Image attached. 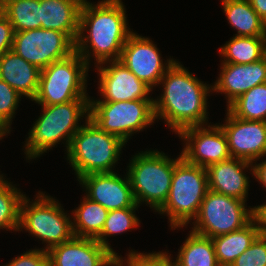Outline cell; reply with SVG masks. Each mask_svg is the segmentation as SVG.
Listing matches in <instances>:
<instances>
[{
    "mask_svg": "<svg viewBox=\"0 0 266 266\" xmlns=\"http://www.w3.org/2000/svg\"><path fill=\"white\" fill-rule=\"evenodd\" d=\"M80 203L71 213L74 235L96 239L104 228L108 210L86 196Z\"/></svg>",
    "mask_w": 266,
    "mask_h": 266,
    "instance_id": "obj_26",
    "label": "cell"
},
{
    "mask_svg": "<svg viewBox=\"0 0 266 266\" xmlns=\"http://www.w3.org/2000/svg\"><path fill=\"white\" fill-rule=\"evenodd\" d=\"M47 252L49 266H105L115 257L96 239L76 236Z\"/></svg>",
    "mask_w": 266,
    "mask_h": 266,
    "instance_id": "obj_18",
    "label": "cell"
},
{
    "mask_svg": "<svg viewBox=\"0 0 266 266\" xmlns=\"http://www.w3.org/2000/svg\"><path fill=\"white\" fill-rule=\"evenodd\" d=\"M226 111L225 122L217 124L225 133L230 156L252 163L260 161L266 156V121L240 119Z\"/></svg>",
    "mask_w": 266,
    "mask_h": 266,
    "instance_id": "obj_15",
    "label": "cell"
},
{
    "mask_svg": "<svg viewBox=\"0 0 266 266\" xmlns=\"http://www.w3.org/2000/svg\"><path fill=\"white\" fill-rule=\"evenodd\" d=\"M41 70L12 50L0 56V79L7 82L22 97L35 98Z\"/></svg>",
    "mask_w": 266,
    "mask_h": 266,
    "instance_id": "obj_20",
    "label": "cell"
},
{
    "mask_svg": "<svg viewBox=\"0 0 266 266\" xmlns=\"http://www.w3.org/2000/svg\"><path fill=\"white\" fill-rule=\"evenodd\" d=\"M4 136H8V133L5 132V131L0 127V140H2V138H4Z\"/></svg>",
    "mask_w": 266,
    "mask_h": 266,
    "instance_id": "obj_40",
    "label": "cell"
},
{
    "mask_svg": "<svg viewBox=\"0 0 266 266\" xmlns=\"http://www.w3.org/2000/svg\"><path fill=\"white\" fill-rule=\"evenodd\" d=\"M3 175H4V174H0V180L4 177Z\"/></svg>",
    "mask_w": 266,
    "mask_h": 266,
    "instance_id": "obj_42",
    "label": "cell"
},
{
    "mask_svg": "<svg viewBox=\"0 0 266 266\" xmlns=\"http://www.w3.org/2000/svg\"><path fill=\"white\" fill-rule=\"evenodd\" d=\"M5 179L0 180V229L18 232L20 204L25 194Z\"/></svg>",
    "mask_w": 266,
    "mask_h": 266,
    "instance_id": "obj_30",
    "label": "cell"
},
{
    "mask_svg": "<svg viewBox=\"0 0 266 266\" xmlns=\"http://www.w3.org/2000/svg\"><path fill=\"white\" fill-rule=\"evenodd\" d=\"M208 190L191 231L209 238L231 233L248 225L257 215L259 206Z\"/></svg>",
    "mask_w": 266,
    "mask_h": 266,
    "instance_id": "obj_9",
    "label": "cell"
},
{
    "mask_svg": "<svg viewBox=\"0 0 266 266\" xmlns=\"http://www.w3.org/2000/svg\"><path fill=\"white\" fill-rule=\"evenodd\" d=\"M0 10L14 32L41 28L40 0H7Z\"/></svg>",
    "mask_w": 266,
    "mask_h": 266,
    "instance_id": "obj_27",
    "label": "cell"
},
{
    "mask_svg": "<svg viewBox=\"0 0 266 266\" xmlns=\"http://www.w3.org/2000/svg\"><path fill=\"white\" fill-rule=\"evenodd\" d=\"M168 252L165 250V252L141 253L131 250L126 254L127 257L123 258L122 255L119 257L124 259V266H173L172 256Z\"/></svg>",
    "mask_w": 266,
    "mask_h": 266,
    "instance_id": "obj_33",
    "label": "cell"
},
{
    "mask_svg": "<svg viewBox=\"0 0 266 266\" xmlns=\"http://www.w3.org/2000/svg\"><path fill=\"white\" fill-rule=\"evenodd\" d=\"M218 50L221 63H255L266 56V37L233 36Z\"/></svg>",
    "mask_w": 266,
    "mask_h": 266,
    "instance_id": "obj_25",
    "label": "cell"
},
{
    "mask_svg": "<svg viewBox=\"0 0 266 266\" xmlns=\"http://www.w3.org/2000/svg\"><path fill=\"white\" fill-rule=\"evenodd\" d=\"M258 215L261 217L263 222V231L266 233V203L258 205Z\"/></svg>",
    "mask_w": 266,
    "mask_h": 266,
    "instance_id": "obj_38",
    "label": "cell"
},
{
    "mask_svg": "<svg viewBox=\"0 0 266 266\" xmlns=\"http://www.w3.org/2000/svg\"><path fill=\"white\" fill-rule=\"evenodd\" d=\"M89 104L90 100H72L63 104L41 105L42 113L29 129L23 146L26 160L30 162L39 158L60 142L67 152L72 137L83 126L82 119L89 118Z\"/></svg>",
    "mask_w": 266,
    "mask_h": 266,
    "instance_id": "obj_3",
    "label": "cell"
},
{
    "mask_svg": "<svg viewBox=\"0 0 266 266\" xmlns=\"http://www.w3.org/2000/svg\"><path fill=\"white\" fill-rule=\"evenodd\" d=\"M229 25L237 30L235 36L266 37V23L248 0H220Z\"/></svg>",
    "mask_w": 266,
    "mask_h": 266,
    "instance_id": "obj_23",
    "label": "cell"
},
{
    "mask_svg": "<svg viewBox=\"0 0 266 266\" xmlns=\"http://www.w3.org/2000/svg\"><path fill=\"white\" fill-rule=\"evenodd\" d=\"M207 191L206 169L182 158L174 166L169 196L157 212L167 215L170 230L187 228L197 217Z\"/></svg>",
    "mask_w": 266,
    "mask_h": 266,
    "instance_id": "obj_6",
    "label": "cell"
},
{
    "mask_svg": "<svg viewBox=\"0 0 266 266\" xmlns=\"http://www.w3.org/2000/svg\"><path fill=\"white\" fill-rule=\"evenodd\" d=\"M89 119L101 130L127 143L134 133L154 125V102L153 99L90 102Z\"/></svg>",
    "mask_w": 266,
    "mask_h": 266,
    "instance_id": "obj_10",
    "label": "cell"
},
{
    "mask_svg": "<svg viewBox=\"0 0 266 266\" xmlns=\"http://www.w3.org/2000/svg\"><path fill=\"white\" fill-rule=\"evenodd\" d=\"M220 65V74L212 90L224 94L227 107L251 88L266 83V56L255 63Z\"/></svg>",
    "mask_w": 266,
    "mask_h": 266,
    "instance_id": "obj_17",
    "label": "cell"
},
{
    "mask_svg": "<svg viewBox=\"0 0 266 266\" xmlns=\"http://www.w3.org/2000/svg\"><path fill=\"white\" fill-rule=\"evenodd\" d=\"M106 65V66H105ZM98 74L100 98L90 102H118L136 99H154L153 90L139 80L120 60H113L95 66Z\"/></svg>",
    "mask_w": 266,
    "mask_h": 266,
    "instance_id": "obj_14",
    "label": "cell"
},
{
    "mask_svg": "<svg viewBox=\"0 0 266 266\" xmlns=\"http://www.w3.org/2000/svg\"><path fill=\"white\" fill-rule=\"evenodd\" d=\"M126 144L120 137L101 130L88 118L72 137L65 152L66 159L77 180L92 173H112Z\"/></svg>",
    "mask_w": 266,
    "mask_h": 266,
    "instance_id": "obj_4",
    "label": "cell"
},
{
    "mask_svg": "<svg viewBox=\"0 0 266 266\" xmlns=\"http://www.w3.org/2000/svg\"><path fill=\"white\" fill-rule=\"evenodd\" d=\"M262 232L263 222L261 217L257 215L242 229L211 238L218 264L230 266Z\"/></svg>",
    "mask_w": 266,
    "mask_h": 266,
    "instance_id": "obj_22",
    "label": "cell"
},
{
    "mask_svg": "<svg viewBox=\"0 0 266 266\" xmlns=\"http://www.w3.org/2000/svg\"><path fill=\"white\" fill-rule=\"evenodd\" d=\"M14 33L12 24L0 10V56L12 49Z\"/></svg>",
    "mask_w": 266,
    "mask_h": 266,
    "instance_id": "obj_35",
    "label": "cell"
},
{
    "mask_svg": "<svg viewBox=\"0 0 266 266\" xmlns=\"http://www.w3.org/2000/svg\"><path fill=\"white\" fill-rule=\"evenodd\" d=\"M105 266H124L123 259L117 255Z\"/></svg>",
    "mask_w": 266,
    "mask_h": 266,
    "instance_id": "obj_39",
    "label": "cell"
},
{
    "mask_svg": "<svg viewBox=\"0 0 266 266\" xmlns=\"http://www.w3.org/2000/svg\"><path fill=\"white\" fill-rule=\"evenodd\" d=\"M262 161V162H261ZM260 163L253 162V178L266 188V157L262 158ZM258 163V164H257Z\"/></svg>",
    "mask_w": 266,
    "mask_h": 266,
    "instance_id": "obj_36",
    "label": "cell"
},
{
    "mask_svg": "<svg viewBox=\"0 0 266 266\" xmlns=\"http://www.w3.org/2000/svg\"><path fill=\"white\" fill-rule=\"evenodd\" d=\"M90 68L77 52L51 63L41 69L38 91L32 101L39 105H55L90 100L87 93Z\"/></svg>",
    "mask_w": 266,
    "mask_h": 266,
    "instance_id": "obj_8",
    "label": "cell"
},
{
    "mask_svg": "<svg viewBox=\"0 0 266 266\" xmlns=\"http://www.w3.org/2000/svg\"><path fill=\"white\" fill-rule=\"evenodd\" d=\"M22 96L7 82L0 79V127L11 133V125L15 118Z\"/></svg>",
    "mask_w": 266,
    "mask_h": 266,
    "instance_id": "obj_31",
    "label": "cell"
},
{
    "mask_svg": "<svg viewBox=\"0 0 266 266\" xmlns=\"http://www.w3.org/2000/svg\"><path fill=\"white\" fill-rule=\"evenodd\" d=\"M84 0H40L41 28L65 33L74 43Z\"/></svg>",
    "mask_w": 266,
    "mask_h": 266,
    "instance_id": "obj_21",
    "label": "cell"
},
{
    "mask_svg": "<svg viewBox=\"0 0 266 266\" xmlns=\"http://www.w3.org/2000/svg\"><path fill=\"white\" fill-rule=\"evenodd\" d=\"M260 18L266 23V0H248Z\"/></svg>",
    "mask_w": 266,
    "mask_h": 266,
    "instance_id": "obj_37",
    "label": "cell"
},
{
    "mask_svg": "<svg viewBox=\"0 0 266 266\" xmlns=\"http://www.w3.org/2000/svg\"><path fill=\"white\" fill-rule=\"evenodd\" d=\"M127 20L122 0H101L96 4L84 0L80 10L75 52L88 66L92 65V58L95 66L119 60L123 46L133 32L128 27Z\"/></svg>",
    "mask_w": 266,
    "mask_h": 266,
    "instance_id": "obj_1",
    "label": "cell"
},
{
    "mask_svg": "<svg viewBox=\"0 0 266 266\" xmlns=\"http://www.w3.org/2000/svg\"><path fill=\"white\" fill-rule=\"evenodd\" d=\"M226 109L240 119L266 121V83L243 93Z\"/></svg>",
    "mask_w": 266,
    "mask_h": 266,
    "instance_id": "obj_28",
    "label": "cell"
},
{
    "mask_svg": "<svg viewBox=\"0 0 266 266\" xmlns=\"http://www.w3.org/2000/svg\"><path fill=\"white\" fill-rule=\"evenodd\" d=\"M150 38L132 32L123 46L120 61L152 90L157 87L166 71L176 59L163 62L157 45Z\"/></svg>",
    "mask_w": 266,
    "mask_h": 266,
    "instance_id": "obj_12",
    "label": "cell"
},
{
    "mask_svg": "<svg viewBox=\"0 0 266 266\" xmlns=\"http://www.w3.org/2000/svg\"><path fill=\"white\" fill-rule=\"evenodd\" d=\"M3 266H49L48 252L43 247L32 248Z\"/></svg>",
    "mask_w": 266,
    "mask_h": 266,
    "instance_id": "obj_34",
    "label": "cell"
},
{
    "mask_svg": "<svg viewBox=\"0 0 266 266\" xmlns=\"http://www.w3.org/2000/svg\"><path fill=\"white\" fill-rule=\"evenodd\" d=\"M160 85L162 94L153 99L157 121L164 120L175 134L187 127L208 125L207 97L213 93L212 85L198 79L177 60L161 78Z\"/></svg>",
    "mask_w": 266,
    "mask_h": 266,
    "instance_id": "obj_2",
    "label": "cell"
},
{
    "mask_svg": "<svg viewBox=\"0 0 266 266\" xmlns=\"http://www.w3.org/2000/svg\"><path fill=\"white\" fill-rule=\"evenodd\" d=\"M11 50L41 70L69 57L75 43L63 32L38 28L15 32Z\"/></svg>",
    "mask_w": 266,
    "mask_h": 266,
    "instance_id": "obj_11",
    "label": "cell"
},
{
    "mask_svg": "<svg viewBox=\"0 0 266 266\" xmlns=\"http://www.w3.org/2000/svg\"><path fill=\"white\" fill-rule=\"evenodd\" d=\"M7 0H0V6L5 3Z\"/></svg>",
    "mask_w": 266,
    "mask_h": 266,
    "instance_id": "obj_41",
    "label": "cell"
},
{
    "mask_svg": "<svg viewBox=\"0 0 266 266\" xmlns=\"http://www.w3.org/2000/svg\"><path fill=\"white\" fill-rule=\"evenodd\" d=\"M188 237L178 249L173 266H220L212 239L189 231Z\"/></svg>",
    "mask_w": 266,
    "mask_h": 266,
    "instance_id": "obj_24",
    "label": "cell"
},
{
    "mask_svg": "<svg viewBox=\"0 0 266 266\" xmlns=\"http://www.w3.org/2000/svg\"><path fill=\"white\" fill-rule=\"evenodd\" d=\"M25 195L20 204L18 231L29 232V235L42 240L47 245L43 248L48 251L55 245L62 244L75 235L73 232L72 217L65 213L59 200L38 191L34 200L30 201ZM71 218V219H70Z\"/></svg>",
    "mask_w": 266,
    "mask_h": 266,
    "instance_id": "obj_7",
    "label": "cell"
},
{
    "mask_svg": "<svg viewBox=\"0 0 266 266\" xmlns=\"http://www.w3.org/2000/svg\"><path fill=\"white\" fill-rule=\"evenodd\" d=\"M140 207L135 204L133 207L115 209L108 211L107 218L104 223V228L101 234L96 240L104 247L109 249L115 256L118 253L114 251L111 245L108 243L107 237L115 236L117 234H123L127 231H131L140 226V218L136 216V210Z\"/></svg>",
    "mask_w": 266,
    "mask_h": 266,
    "instance_id": "obj_29",
    "label": "cell"
},
{
    "mask_svg": "<svg viewBox=\"0 0 266 266\" xmlns=\"http://www.w3.org/2000/svg\"><path fill=\"white\" fill-rule=\"evenodd\" d=\"M210 124L187 127L177 134L184 142L182 158L205 169L231 157L222 128L217 123Z\"/></svg>",
    "mask_w": 266,
    "mask_h": 266,
    "instance_id": "obj_13",
    "label": "cell"
},
{
    "mask_svg": "<svg viewBox=\"0 0 266 266\" xmlns=\"http://www.w3.org/2000/svg\"><path fill=\"white\" fill-rule=\"evenodd\" d=\"M181 159V153L172 159L157 149L140 151L132 156L126 173L137 205L148 204L154 212L164 205L169 196L174 166Z\"/></svg>",
    "mask_w": 266,
    "mask_h": 266,
    "instance_id": "obj_5",
    "label": "cell"
},
{
    "mask_svg": "<svg viewBox=\"0 0 266 266\" xmlns=\"http://www.w3.org/2000/svg\"><path fill=\"white\" fill-rule=\"evenodd\" d=\"M230 266H266V233L263 231Z\"/></svg>",
    "mask_w": 266,
    "mask_h": 266,
    "instance_id": "obj_32",
    "label": "cell"
},
{
    "mask_svg": "<svg viewBox=\"0 0 266 266\" xmlns=\"http://www.w3.org/2000/svg\"><path fill=\"white\" fill-rule=\"evenodd\" d=\"M79 184L85 196L108 211L133 207L136 204L127 173H92L81 177Z\"/></svg>",
    "mask_w": 266,
    "mask_h": 266,
    "instance_id": "obj_16",
    "label": "cell"
},
{
    "mask_svg": "<svg viewBox=\"0 0 266 266\" xmlns=\"http://www.w3.org/2000/svg\"><path fill=\"white\" fill-rule=\"evenodd\" d=\"M249 170L253 177L252 162L230 157L206 168L208 190L247 202L250 187Z\"/></svg>",
    "mask_w": 266,
    "mask_h": 266,
    "instance_id": "obj_19",
    "label": "cell"
}]
</instances>
